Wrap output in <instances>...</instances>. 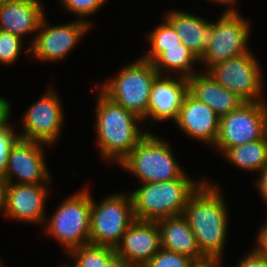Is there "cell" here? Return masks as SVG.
Here are the masks:
<instances>
[{
  "label": "cell",
  "instance_id": "obj_1",
  "mask_svg": "<svg viewBox=\"0 0 267 267\" xmlns=\"http://www.w3.org/2000/svg\"><path fill=\"white\" fill-rule=\"evenodd\" d=\"M205 181L189 197L183 216L205 257L222 258L226 244L228 208L219 185ZM224 199V200H223Z\"/></svg>",
  "mask_w": 267,
  "mask_h": 267
},
{
  "label": "cell",
  "instance_id": "obj_2",
  "mask_svg": "<svg viewBox=\"0 0 267 267\" xmlns=\"http://www.w3.org/2000/svg\"><path fill=\"white\" fill-rule=\"evenodd\" d=\"M96 137L103 159L121 163L147 135L139 126L140 117L116 104L97 87ZM139 122V124L137 123Z\"/></svg>",
  "mask_w": 267,
  "mask_h": 267
},
{
  "label": "cell",
  "instance_id": "obj_3",
  "mask_svg": "<svg viewBox=\"0 0 267 267\" xmlns=\"http://www.w3.org/2000/svg\"><path fill=\"white\" fill-rule=\"evenodd\" d=\"M194 182L187 173L165 182L142 183L132 191L133 214L136 220L159 221L183 215L189 197L204 182Z\"/></svg>",
  "mask_w": 267,
  "mask_h": 267
},
{
  "label": "cell",
  "instance_id": "obj_4",
  "mask_svg": "<svg viewBox=\"0 0 267 267\" xmlns=\"http://www.w3.org/2000/svg\"><path fill=\"white\" fill-rule=\"evenodd\" d=\"M158 75L153 63L141 57L123 65L114 78L95 86L111 101L144 121L147 117L151 87Z\"/></svg>",
  "mask_w": 267,
  "mask_h": 267
},
{
  "label": "cell",
  "instance_id": "obj_5",
  "mask_svg": "<svg viewBox=\"0 0 267 267\" xmlns=\"http://www.w3.org/2000/svg\"><path fill=\"white\" fill-rule=\"evenodd\" d=\"M118 165L135 175L140 184L177 179L185 172L169 144L150 132Z\"/></svg>",
  "mask_w": 267,
  "mask_h": 267
},
{
  "label": "cell",
  "instance_id": "obj_6",
  "mask_svg": "<svg viewBox=\"0 0 267 267\" xmlns=\"http://www.w3.org/2000/svg\"><path fill=\"white\" fill-rule=\"evenodd\" d=\"M91 195L87 188L80 189L58 206L46 225V233L70 250L90 243Z\"/></svg>",
  "mask_w": 267,
  "mask_h": 267
},
{
  "label": "cell",
  "instance_id": "obj_7",
  "mask_svg": "<svg viewBox=\"0 0 267 267\" xmlns=\"http://www.w3.org/2000/svg\"><path fill=\"white\" fill-rule=\"evenodd\" d=\"M134 220L130 193L112 194L99 203L91 195L90 244L116 248Z\"/></svg>",
  "mask_w": 267,
  "mask_h": 267
},
{
  "label": "cell",
  "instance_id": "obj_8",
  "mask_svg": "<svg viewBox=\"0 0 267 267\" xmlns=\"http://www.w3.org/2000/svg\"><path fill=\"white\" fill-rule=\"evenodd\" d=\"M260 67L257 57L248 51L204 71L244 102H263L264 75Z\"/></svg>",
  "mask_w": 267,
  "mask_h": 267
},
{
  "label": "cell",
  "instance_id": "obj_9",
  "mask_svg": "<svg viewBox=\"0 0 267 267\" xmlns=\"http://www.w3.org/2000/svg\"><path fill=\"white\" fill-rule=\"evenodd\" d=\"M267 135V103L244 102L237 109L219 118V132L213 145L222 153Z\"/></svg>",
  "mask_w": 267,
  "mask_h": 267
},
{
  "label": "cell",
  "instance_id": "obj_10",
  "mask_svg": "<svg viewBox=\"0 0 267 267\" xmlns=\"http://www.w3.org/2000/svg\"><path fill=\"white\" fill-rule=\"evenodd\" d=\"M238 12L225 11L216 23L213 22V39L199 59V62L206 64L207 70L212 65L250 51L247 45L250 24Z\"/></svg>",
  "mask_w": 267,
  "mask_h": 267
},
{
  "label": "cell",
  "instance_id": "obj_11",
  "mask_svg": "<svg viewBox=\"0 0 267 267\" xmlns=\"http://www.w3.org/2000/svg\"><path fill=\"white\" fill-rule=\"evenodd\" d=\"M44 18L41 21L38 32L31 39L26 48L32 58L40 61H59L66 58L91 28V23L74 20L72 23L50 26Z\"/></svg>",
  "mask_w": 267,
  "mask_h": 267
},
{
  "label": "cell",
  "instance_id": "obj_12",
  "mask_svg": "<svg viewBox=\"0 0 267 267\" xmlns=\"http://www.w3.org/2000/svg\"><path fill=\"white\" fill-rule=\"evenodd\" d=\"M55 90L49 89L25 112L22 139L54 145L59 139L64 122L61 101Z\"/></svg>",
  "mask_w": 267,
  "mask_h": 267
},
{
  "label": "cell",
  "instance_id": "obj_13",
  "mask_svg": "<svg viewBox=\"0 0 267 267\" xmlns=\"http://www.w3.org/2000/svg\"><path fill=\"white\" fill-rule=\"evenodd\" d=\"M45 143L19 138L12 146L6 174L8 183L17 184H48L51 175L44 157ZM16 178L17 182L13 181Z\"/></svg>",
  "mask_w": 267,
  "mask_h": 267
},
{
  "label": "cell",
  "instance_id": "obj_14",
  "mask_svg": "<svg viewBox=\"0 0 267 267\" xmlns=\"http://www.w3.org/2000/svg\"><path fill=\"white\" fill-rule=\"evenodd\" d=\"M157 221L134 220L115 252L131 267H143L161 249Z\"/></svg>",
  "mask_w": 267,
  "mask_h": 267
},
{
  "label": "cell",
  "instance_id": "obj_15",
  "mask_svg": "<svg viewBox=\"0 0 267 267\" xmlns=\"http://www.w3.org/2000/svg\"><path fill=\"white\" fill-rule=\"evenodd\" d=\"M187 93L188 79L186 77L159 74L151 87L147 117L144 120L152 118L155 123L172 119L176 122Z\"/></svg>",
  "mask_w": 267,
  "mask_h": 267
},
{
  "label": "cell",
  "instance_id": "obj_16",
  "mask_svg": "<svg viewBox=\"0 0 267 267\" xmlns=\"http://www.w3.org/2000/svg\"><path fill=\"white\" fill-rule=\"evenodd\" d=\"M47 184L8 183L4 212L6 217L27 223H43L45 202L49 196Z\"/></svg>",
  "mask_w": 267,
  "mask_h": 267
},
{
  "label": "cell",
  "instance_id": "obj_17",
  "mask_svg": "<svg viewBox=\"0 0 267 267\" xmlns=\"http://www.w3.org/2000/svg\"><path fill=\"white\" fill-rule=\"evenodd\" d=\"M219 118L212 108L188 92L175 123L189 137L213 146L218 137Z\"/></svg>",
  "mask_w": 267,
  "mask_h": 267
},
{
  "label": "cell",
  "instance_id": "obj_18",
  "mask_svg": "<svg viewBox=\"0 0 267 267\" xmlns=\"http://www.w3.org/2000/svg\"><path fill=\"white\" fill-rule=\"evenodd\" d=\"M44 9L40 0H4L0 3V30L23 39L38 32Z\"/></svg>",
  "mask_w": 267,
  "mask_h": 267
},
{
  "label": "cell",
  "instance_id": "obj_19",
  "mask_svg": "<svg viewBox=\"0 0 267 267\" xmlns=\"http://www.w3.org/2000/svg\"><path fill=\"white\" fill-rule=\"evenodd\" d=\"M165 19L173 26L181 42L200 59L213 39V22L177 10L166 12Z\"/></svg>",
  "mask_w": 267,
  "mask_h": 267
},
{
  "label": "cell",
  "instance_id": "obj_20",
  "mask_svg": "<svg viewBox=\"0 0 267 267\" xmlns=\"http://www.w3.org/2000/svg\"><path fill=\"white\" fill-rule=\"evenodd\" d=\"M187 79L188 92L198 101L212 108L219 117L244 103L236 94L216 82L206 71L191 75Z\"/></svg>",
  "mask_w": 267,
  "mask_h": 267
},
{
  "label": "cell",
  "instance_id": "obj_21",
  "mask_svg": "<svg viewBox=\"0 0 267 267\" xmlns=\"http://www.w3.org/2000/svg\"><path fill=\"white\" fill-rule=\"evenodd\" d=\"M161 247L199 260L205 256L198 248L195 235L183 215L166 217L157 221Z\"/></svg>",
  "mask_w": 267,
  "mask_h": 267
},
{
  "label": "cell",
  "instance_id": "obj_22",
  "mask_svg": "<svg viewBox=\"0 0 267 267\" xmlns=\"http://www.w3.org/2000/svg\"><path fill=\"white\" fill-rule=\"evenodd\" d=\"M222 154L237 168L259 172L267 165V135L262 139L228 148Z\"/></svg>",
  "mask_w": 267,
  "mask_h": 267
},
{
  "label": "cell",
  "instance_id": "obj_23",
  "mask_svg": "<svg viewBox=\"0 0 267 267\" xmlns=\"http://www.w3.org/2000/svg\"><path fill=\"white\" fill-rule=\"evenodd\" d=\"M195 62L199 59L181 42V47L164 48V52L153 62L158 74L190 77L194 72ZM170 73V74H169Z\"/></svg>",
  "mask_w": 267,
  "mask_h": 267
},
{
  "label": "cell",
  "instance_id": "obj_24",
  "mask_svg": "<svg viewBox=\"0 0 267 267\" xmlns=\"http://www.w3.org/2000/svg\"><path fill=\"white\" fill-rule=\"evenodd\" d=\"M164 21L147 35L150 50L141 57L152 63L164 52V48L181 47V39L175 29L166 19Z\"/></svg>",
  "mask_w": 267,
  "mask_h": 267
},
{
  "label": "cell",
  "instance_id": "obj_25",
  "mask_svg": "<svg viewBox=\"0 0 267 267\" xmlns=\"http://www.w3.org/2000/svg\"><path fill=\"white\" fill-rule=\"evenodd\" d=\"M67 254L75 261L73 267H104L116 252L115 248L89 243L74 248ZM63 267L70 266L66 264Z\"/></svg>",
  "mask_w": 267,
  "mask_h": 267
},
{
  "label": "cell",
  "instance_id": "obj_26",
  "mask_svg": "<svg viewBox=\"0 0 267 267\" xmlns=\"http://www.w3.org/2000/svg\"><path fill=\"white\" fill-rule=\"evenodd\" d=\"M23 41L17 35L0 30V63L14 64L22 52Z\"/></svg>",
  "mask_w": 267,
  "mask_h": 267
},
{
  "label": "cell",
  "instance_id": "obj_27",
  "mask_svg": "<svg viewBox=\"0 0 267 267\" xmlns=\"http://www.w3.org/2000/svg\"><path fill=\"white\" fill-rule=\"evenodd\" d=\"M193 259L161 248L143 267H189Z\"/></svg>",
  "mask_w": 267,
  "mask_h": 267
},
{
  "label": "cell",
  "instance_id": "obj_28",
  "mask_svg": "<svg viewBox=\"0 0 267 267\" xmlns=\"http://www.w3.org/2000/svg\"><path fill=\"white\" fill-rule=\"evenodd\" d=\"M65 10L78 15L77 19L87 22L85 17L96 14L107 0H60Z\"/></svg>",
  "mask_w": 267,
  "mask_h": 267
},
{
  "label": "cell",
  "instance_id": "obj_29",
  "mask_svg": "<svg viewBox=\"0 0 267 267\" xmlns=\"http://www.w3.org/2000/svg\"><path fill=\"white\" fill-rule=\"evenodd\" d=\"M19 138L11 125L0 130V176H5L10 150Z\"/></svg>",
  "mask_w": 267,
  "mask_h": 267
},
{
  "label": "cell",
  "instance_id": "obj_30",
  "mask_svg": "<svg viewBox=\"0 0 267 267\" xmlns=\"http://www.w3.org/2000/svg\"><path fill=\"white\" fill-rule=\"evenodd\" d=\"M236 267H267V258L260 256L254 250L245 255Z\"/></svg>",
  "mask_w": 267,
  "mask_h": 267
},
{
  "label": "cell",
  "instance_id": "obj_31",
  "mask_svg": "<svg viewBox=\"0 0 267 267\" xmlns=\"http://www.w3.org/2000/svg\"><path fill=\"white\" fill-rule=\"evenodd\" d=\"M257 235V247L253 249L257 254L267 258V223L261 226Z\"/></svg>",
  "mask_w": 267,
  "mask_h": 267
},
{
  "label": "cell",
  "instance_id": "obj_32",
  "mask_svg": "<svg viewBox=\"0 0 267 267\" xmlns=\"http://www.w3.org/2000/svg\"><path fill=\"white\" fill-rule=\"evenodd\" d=\"M11 110L10 103L0 96V130H4L10 126Z\"/></svg>",
  "mask_w": 267,
  "mask_h": 267
},
{
  "label": "cell",
  "instance_id": "obj_33",
  "mask_svg": "<svg viewBox=\"0 0 267 267\" xmlns=\"http://www.w3.org/2000/svg\"><path fill=\"white\" fill-rule=\"evenodd\" d=\"M255 185L264 202L267 204V165L259 171L258 179H256Z\"/></svg>",
  "mask_w": 267,
  "mask_h": 267
},
{
  "label": "cell",
  "instance_id": "obj_34",
  "mask_svg": "<svg viewBox=\"0 0 267 267\" xmlns=\"http://www.w3.org/2000/svg\"><path fill=\"white\" fill-rule=\"evenodd\" d=\"M222 258L204 257L199 260H193L189 267H221Z\"/></svg>",
  "mask_w": 267,
  "mask_h": 267
},
{
  "label": "cell",
  "instance_id": "obj_35",
  "mask_svg": "<svg viewBox=\"0 0 267 267\" xmlns=\"http://www.w3.org/2000/svg\"><path fill=\"white\" fill-rule=\"evenodd\" d=\"M7 185V180L3 176H0V213L5 208Z\"/></svg>",
  "mask_w": 267,
  "mask_h": 267
},
{
  "label": "cell",
  "instance_id": "obj_36",
  "mask_svg": "<svg viewBox=\"0 0 267 267\" xmlns=\"http://www.w3.org/2000/svg\"><path fill=\"white\" fill-rule=\"evenodd\" d=\"M104 267H131L124 259L115 254Z\"/></svg>",
  "mask_w": 267,
  "mask_h": 267
},
{
  "label": "cell",
  "instance_id": "obj_37",
  "mask_svg": "<svg viewBox=\"0 0 267 267\" xmlns=\"http://www.w3.org/2000/svg\"><path fill=\"white\" fill-rule=\"evenodd\" d=\"M209 1L214 2V3L216 2V3H219V4H224V6L226 5L227 8L224 11H234V10H236L234 5H236L235 2L237 0H209Z\"/></svg>",
  "mask_w": 267,
  "mask_h": 267
}]
</instances>
